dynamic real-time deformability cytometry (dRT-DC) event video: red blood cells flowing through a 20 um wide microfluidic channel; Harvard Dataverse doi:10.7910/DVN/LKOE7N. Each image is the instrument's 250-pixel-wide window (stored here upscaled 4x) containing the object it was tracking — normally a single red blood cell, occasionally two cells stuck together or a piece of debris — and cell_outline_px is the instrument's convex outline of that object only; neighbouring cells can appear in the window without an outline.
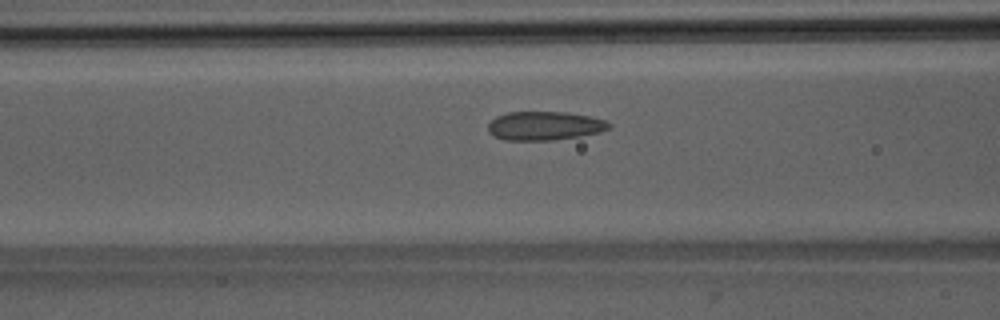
{"species": "Egyptian fruit bat (a non-hibernating species)", "species_latin": "Rousettus aegyptiacus", "temperature_condition": "room temperature", "stored_images_in_passage": 33, "camera_frame_rate_fps": 3000, "um_per_image_px": 0.085, "animal": {"sex": "male"}, "frame": {"image": 1, "passage_image": 10, "time_ms": 3.0, "image_size_px": [1000, 320], "cell_outline_px": [[612, 128], [600, 132], [580, 136], [552, 140], [504, 140], [488, 132], [488, 124], [496, 116], [508, 112], [568, 112], [588, 116], [604, 120], [612, 124]], "centroid_in_image_um": [46.31, 10.69], "position_along_channel_um": 120.3, "area_um2": 20.29}}
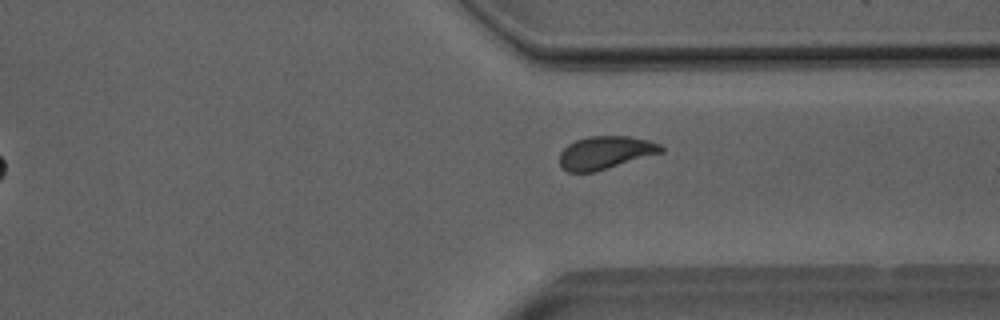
{"frame": {"image": 2, "passage_image": 28, "time_ms": 9.0, "image_size_px": [1000, 320], "cell_outline_px": [[664, 152], [592, 172], [568, 172], [560, 168], [560, 152], [568, 144], [576, 140], [588, 136], [628, 136], [648, 140], [660, 144], [664, 148]], "centroid_in_image_um": [51.44, 12.97], "position_along_channel_um": 360.0, "area_um2": 19.42}}
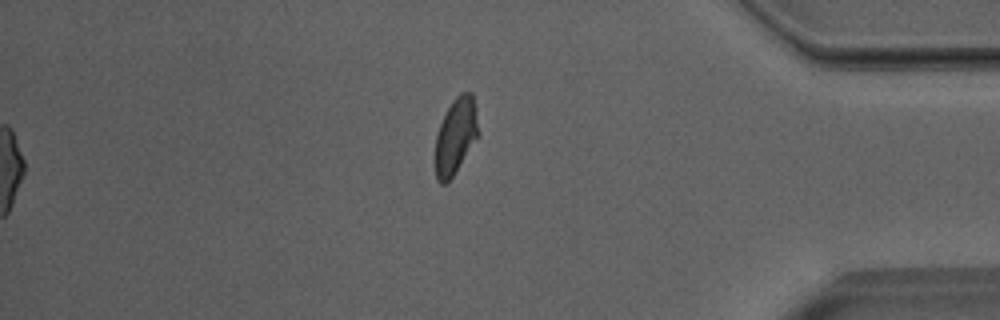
{"frame": {"image": 3, "passage_image": 33, "time_ms": 10.667, "image_size_px": [1000, 320], "cell_outline_px": [[480, 136], [448, 184], [440, 184], [436, 180], [436, 136], [440, 124], [452, 100], [460, 92], [472, 92], [476, 108], [480, 132]], "centroid_in_image_um": [38.77, 11.58], "position_along_channel_um": 396.4, "area_um2": 19.54}, "authors_computed_cell_mechanics": {"area_um2": 19.7676, "velocity_mm_per_s": 3.9964, "shape_relaxation_time_tau1_ms": 10.0245, "shape_relaxation_time_tau2_ms": 1.3478, "deformation_change_tau1": 0.1728, "deformation_change_tau2": 0.0569}}